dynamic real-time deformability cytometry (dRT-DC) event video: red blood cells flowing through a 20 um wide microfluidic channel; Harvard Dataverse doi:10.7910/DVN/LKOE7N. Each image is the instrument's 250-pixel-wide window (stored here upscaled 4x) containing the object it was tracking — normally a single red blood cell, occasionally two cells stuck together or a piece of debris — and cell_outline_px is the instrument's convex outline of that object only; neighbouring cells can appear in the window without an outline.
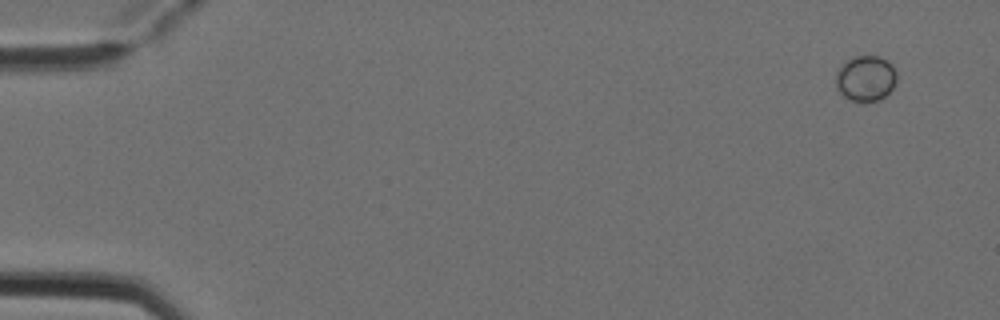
{"species": "Egyptian fruit bat (a non-hibernating species)", "species_latin": "Rousettus aegyptiacus", "temperature_condition": "cold", "stored_images_in_passage": 4, "camera_frame_rate_fps": 3000, "um_per_image_px": 0.085, "animal": {"sex": "female"}, "frame": {"image": 1, "passage_image": 1, "time_ms": 0.0, "image_size_px": [1000, 320], "cell_outline_px": [[896, 80], [892, 88], [880, 100], [864, 104], [860, 104], [848, 100], [836, 88], [836, 72], [848, 60], [856, 56], [876, 56], [892, 64], [896, 72]], "centroid_in_image_um": [73.57, 6.72], "position_along_channel_um": 11.4, "area_um2": 16.3}}
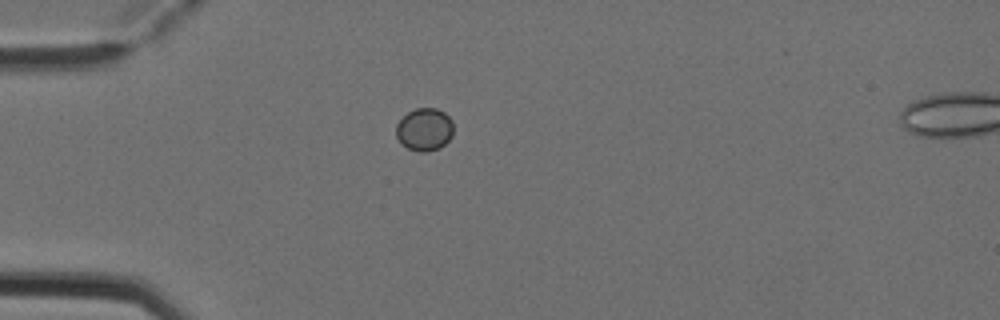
{"frame": {"image": 2, "passage_image": 4, "time_ms": 1.0, "image_size_px": [1000, 320], "cell_outline_px": [[452, 136], [440, 148], [428, 152], [420, 152], [408, 148], [396, 136], [396, 124], [408, 112], [416, 108], [436, 108], [444, 112], [452, 120]], "centroid_in_image_um": [36.09, 11.0], "position_along_channel_um": 48.9, "area_um2": 14.16}}